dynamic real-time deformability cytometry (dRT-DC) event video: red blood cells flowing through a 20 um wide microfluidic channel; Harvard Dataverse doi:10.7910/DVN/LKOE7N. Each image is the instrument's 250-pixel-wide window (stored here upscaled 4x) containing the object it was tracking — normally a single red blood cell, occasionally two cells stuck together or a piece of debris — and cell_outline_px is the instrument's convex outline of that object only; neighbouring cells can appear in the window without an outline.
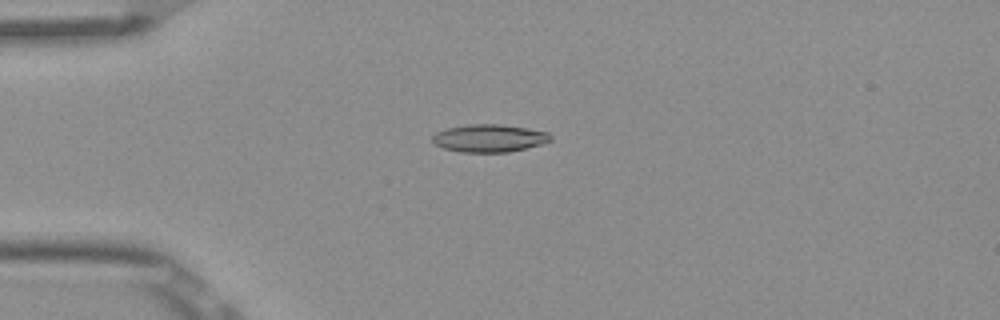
{"species": "Egyptian fruit bat (a non-hibernating species)", "species_latin": "Rousettus aegyptiacus", "temperature_condition": "room temperature", "stored_images_in_passage": 7, "camera_frame_rate_fps": 3000, "um_per_image_px": 0.085, "frame": {"image": 1, "passage_image": 4, "time_ms": 1.0, "image_size_px": [1000, 320], "cell_outline_px": [[552, 140], [544, 144], [508, 152], [460, 152], [444, 148], [432, 144], [432, 136], [436, 132], [448, 128], [468, 124], [500, 124], [548, 132], [552, 136]], "centroid_in_image_um": [41.58, 11.75], "position_along_channel_um": 43.4, "area_um2": 19.13}}
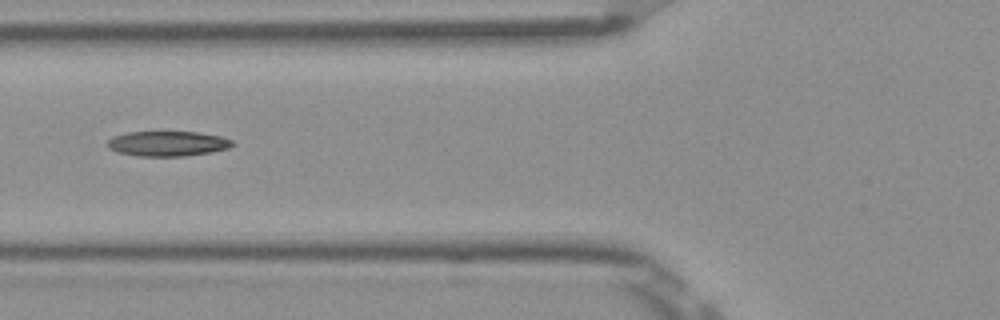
{"frame": {"image": 2, "passage_image": 6, "time_ms": 1.667, "image_size_px": [1000, 320], "cell_outline_px": [[236, 144], [228, 148], [212, 152], [184, 156], [136, 156], [116, 152], [108, 148], [108, 140], [112, 136], [128, 132], [196, 132], [220, 136], [232, 140]], "centroid_in_image_um": [14.24, 12.21], "position_along_channel_um": 111.6, "area_um2": 18.32}}
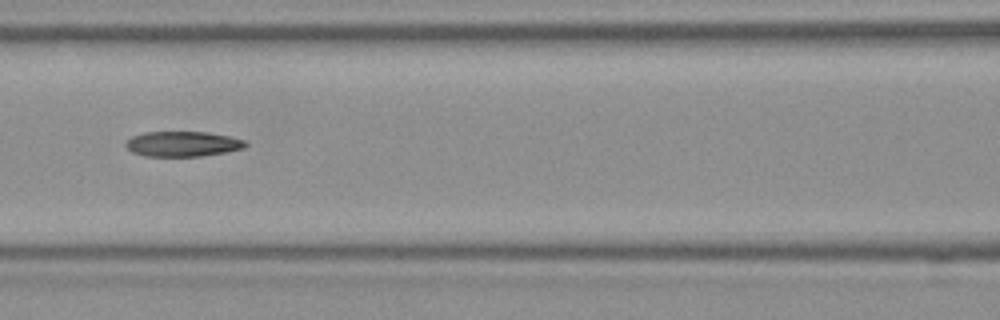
{"frame": {"image": 3, "passage_image": 7, "time_ms": 2.0, "image_size_px": [1000, 320], "cell_outline_px": [[248, 144], [244, 148], [224, 152], [200, 156], [144, 156], [132, 152], [124, 144], [132, 136], [144, 132], [208, 132], [228, 136], [244, 140]], "centroid_in_image_um": [15.51, 12.23], "position_along_channel_um": 151.1, "area_um2": 17.46}}